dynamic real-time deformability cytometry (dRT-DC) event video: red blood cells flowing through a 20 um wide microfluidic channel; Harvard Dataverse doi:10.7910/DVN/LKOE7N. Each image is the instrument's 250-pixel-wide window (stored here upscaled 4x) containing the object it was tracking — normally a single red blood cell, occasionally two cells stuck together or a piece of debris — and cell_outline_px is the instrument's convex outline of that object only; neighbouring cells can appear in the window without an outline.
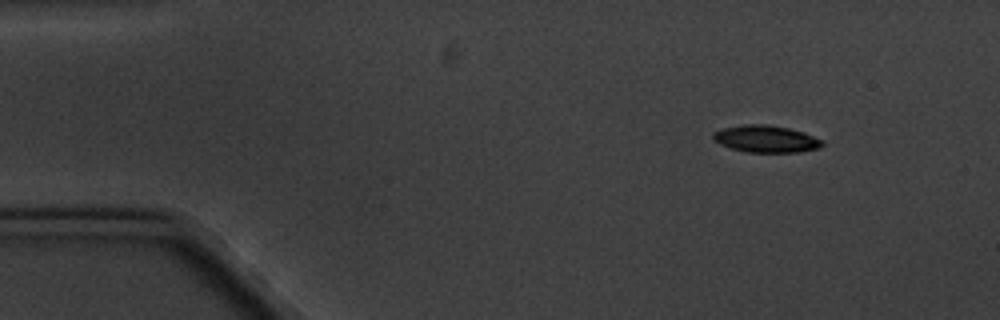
{"species": "common noctule bat (a hibernating species)", "species_latin": "Nyctalus noctula", "temperature_condition": "cold", "stored_images_in_passage": 5, "camera_frame_rate_fps": 3000, "um_per_image_px": 0.085, "animal": {"sex": "male", "body_mass_g": 20.1, "forearm_length_mm": 53.5}, "frame": {"image": 1, "passage_image": 1, "time_ms": 0.0, "image_size_px": [1000, 320], "cell_outline_px": [[824, 144], [820, 148], [800, 152], [748, 152], [732, 148], [720, 144], [712, 140], [712, 132], [724, 128], [744, 124], [764, 124], [788, 128], [804, 132], [824, 140]], "centroid_in_image_um": [65.12, 11.81], "position_along_channel_um": 19.9, "area_um2": 17.28}}
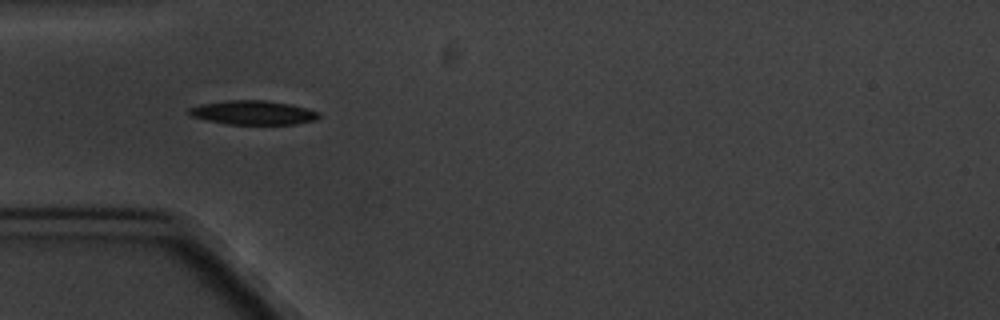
{"frame": {"image": 2, "passage_image": 4, "time_ms": 3.667, "image_size_px": [1000, 320], "cell_outline_px": [[320, 116], [316, 120], [296, 124], [228, 124], [208, 120], [192, 116], [188, 112], [188, 108], [200, 104], [224, 100], [264, 100], [292, 104], [308, 108], [320, 112]], "centroid_in_image_um": [21.55, 9.56], "position_along_channel_um": 63.4, "area_um2": 18.32}}